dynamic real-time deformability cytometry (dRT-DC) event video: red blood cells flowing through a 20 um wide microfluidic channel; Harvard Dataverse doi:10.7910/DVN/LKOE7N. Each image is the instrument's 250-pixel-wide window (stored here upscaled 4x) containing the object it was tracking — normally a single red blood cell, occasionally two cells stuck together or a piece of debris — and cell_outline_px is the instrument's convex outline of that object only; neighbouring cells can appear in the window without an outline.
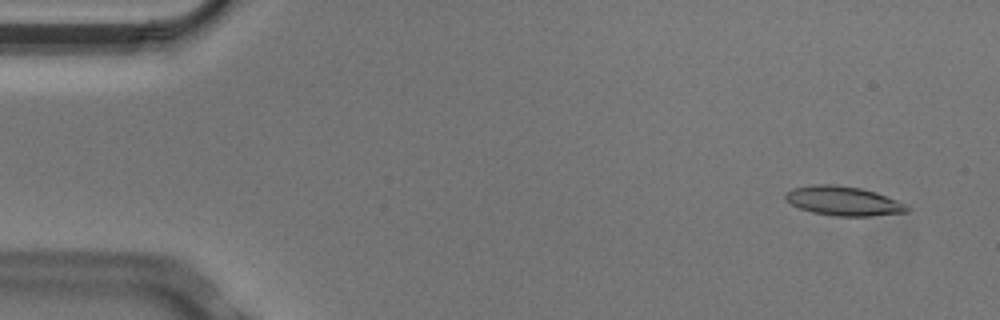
{"species": "Egyptian fruit bat (a non-hibernating species)", "species_latin": "Rousettus aegyptiacus", "temperature_condition": "cold", "stored_images_in_passage": 4, "camera_frame_rate_fps": 3000, "um_per_image_px": 0.085, "animal": {"sex": "male"}, "frame": {"image": 1, "passage_image": 1, "time_ms": 0.0, "image_size_px": [1000, 320], "cell_outline_px": [[912, 208], [908, 212], [872, 216], [836, 216], [812, 212], [800, 208], [784, 200], [784, 192], [792, 188], [812, 184], [836, 184], [860, 188], [876, 192], [908, 204]], "centroid_in_image_um": [71.7, 17.07], "position_along_channel_um": 13.3, "area_um2": 21.1}}
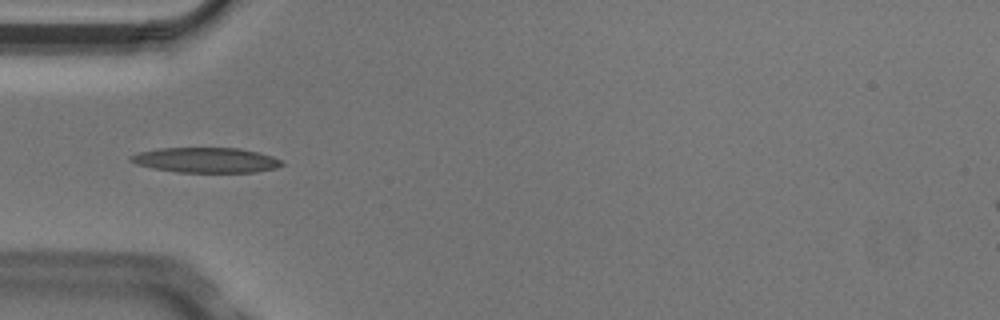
{"frame": {"image": 2, "passage_image": 4, "time_ms": 1.0, "image_size_px": [1000, 320], "cell_outline_px": [[284, 164], [276, 168], [256, 172], [176, 172], [152, 168], [136, 164], [128, 160], [128, 156], [136, 152], [160, 148], [240, 148], [272, 156], [284, 160]], "centroid_in_image_um": [17.48, 13.61], "position_along_channel_um": 67.5, "area_um2": 22.31}}